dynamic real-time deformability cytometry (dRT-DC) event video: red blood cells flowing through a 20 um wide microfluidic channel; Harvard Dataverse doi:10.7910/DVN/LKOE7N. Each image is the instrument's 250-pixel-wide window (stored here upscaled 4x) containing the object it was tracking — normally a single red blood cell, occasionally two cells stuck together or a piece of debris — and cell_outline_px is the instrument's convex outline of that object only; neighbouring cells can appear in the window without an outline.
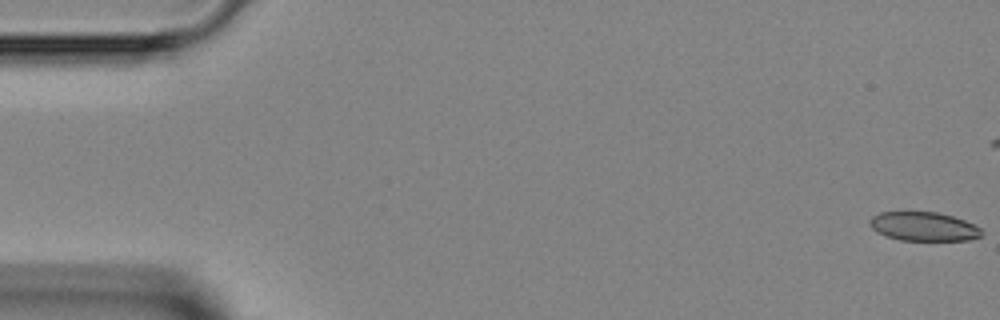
{"species": "Egyptian fruit bat (a non-hibernating species)", "species_latin": "Rousettus aegyptiacus", "temperature_condition": "room temperature", "stored_images_in_passage": 5, "camera_frame_rate_fps": 3000, "um_per_image_px": 0.085, "animal": {"sex": "female"}, "frame": {"image": 1, "passage_image": 1, "time_ms": 0.0, "image_size_px": [1000, 320], "cell_outline_px": [[984, 232], [980, 236], [968, 240], [900, 240], [884, 236], [876, 232], [868, 224], [868, 220], [872, 216], [880, 212], [936, 212], [952, 216], [964, 220], [980, 228]], "centroid_in_image_um": [78.46, 19.25], "position_along_channel_um": 6.5, "area_um2": 18.9}}